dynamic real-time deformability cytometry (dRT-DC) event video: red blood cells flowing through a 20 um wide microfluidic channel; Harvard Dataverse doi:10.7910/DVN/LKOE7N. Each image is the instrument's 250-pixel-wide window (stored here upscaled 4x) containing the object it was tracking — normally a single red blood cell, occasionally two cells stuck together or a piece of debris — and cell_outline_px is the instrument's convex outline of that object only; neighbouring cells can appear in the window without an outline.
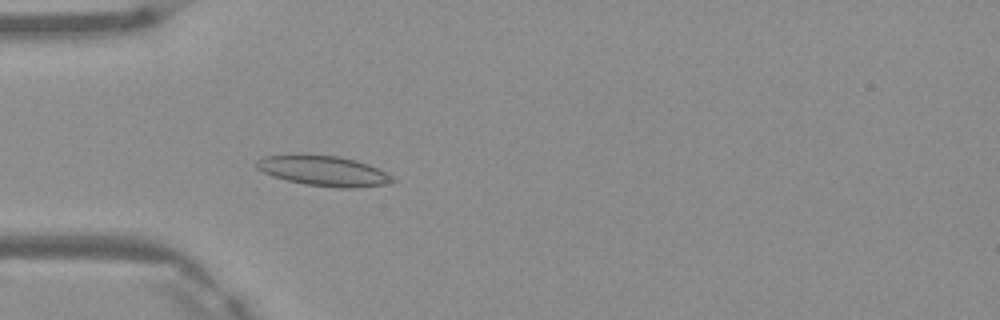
{"species": "Egyptian fruit bat (a non-hibernating species)", "species_latin": "Rousettus aegyptiacus", "temperature_condition": "warm", "stored_images_in_passage": 3, "camera_frame_rate_fps": 3000, "um_per_image_px": 0.085, "frame": {"image": 1, "passage_image": 3, "time_ms": 0.667, "image_size_px": [1000, 320], "cell_outline_px": [[396, 180], [384, 184], [360, 188], [340, 188], [304, 184], [272, 176], [256, 168], [256, 160], [264, 156], [340, 156], [356, 160], [368, 164], [388, 172]], "centroid_in_image_um": [27.56, 14.55], "position_along_channel_um": 57.4, "area_um2": 23.52}}